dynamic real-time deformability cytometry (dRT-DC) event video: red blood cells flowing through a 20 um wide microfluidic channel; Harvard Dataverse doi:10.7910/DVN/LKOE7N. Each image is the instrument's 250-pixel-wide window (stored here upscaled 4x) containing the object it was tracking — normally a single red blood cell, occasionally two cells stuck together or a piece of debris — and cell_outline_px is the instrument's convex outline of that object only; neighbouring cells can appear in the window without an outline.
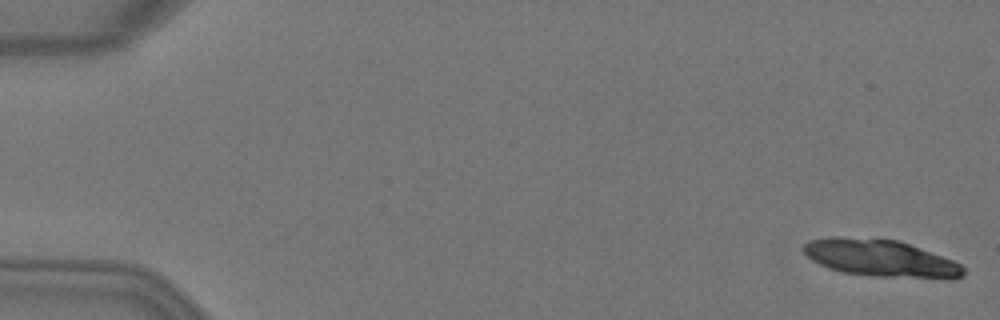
{"species": "Egyptian fruit bat (a non-hibernating species)", "species_latin": "Rousettus aegyptiacus", "temperature_condition": "warm", "stored_images_in_passage": 3, "camera_frame_rate_fps": 3000, "um_per_image_px": 0.085, "animal": {"sex": "female"}, "frame": {"image": 1, "passage_image": 3, "time_ms": 0.667, "image_size_px": [1000, 320], "cell_outline_px": [[964, 276], [956, 280], [944, 280], [872, 276], [840, 272], [828, 268], [812, 260], [804, 252], [804, 244], [812, 240], [832, 236], [836, 236], [900, 240], [952, 260], [960, 264], [964, 268]], "centroid_in_image_um": [74.92, 21.98], "position_along_channel_um": 10.1, "area_um2": 35.03}}